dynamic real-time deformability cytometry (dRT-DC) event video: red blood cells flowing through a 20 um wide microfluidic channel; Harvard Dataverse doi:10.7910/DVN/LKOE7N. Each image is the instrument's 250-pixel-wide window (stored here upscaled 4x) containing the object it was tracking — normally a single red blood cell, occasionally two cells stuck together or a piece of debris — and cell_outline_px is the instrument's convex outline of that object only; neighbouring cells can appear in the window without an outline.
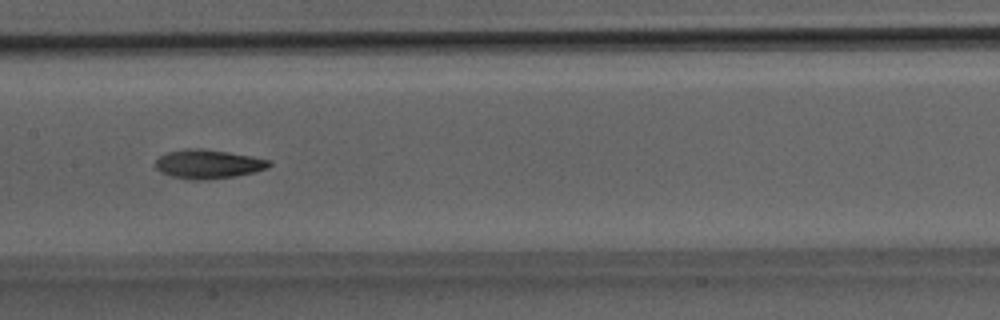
{"species": "Egyptian fruit bat (a non-hibernating species)", "species_latin": "Rousettus aegyptiacus", "temperature_condition": "room temperature", "stored_images_in_passage": 37, "camera_frame_rate_fps": 3000, "um_per_image_px": 0.085, "animal": {"sex": "male"}, "frame": {"image": 1, "passage_image": 19, "time_ms": 6.0, "image_size_px": [1000, 320], "cell_outline_px": [[272, 164], [268, 168], [256, 172], [236, 176], [204, 180], [192, 180], [172, 176], [156, 168], [156, 160], [160, 156], [168, 152], [184, 148], [200, 148], [228, 152], [252, 156], [268, 160]], "centroid_in_image_um": [17.73, 13.94], "position_along_channel_um": 189.7, "area_um2": 19.13}}
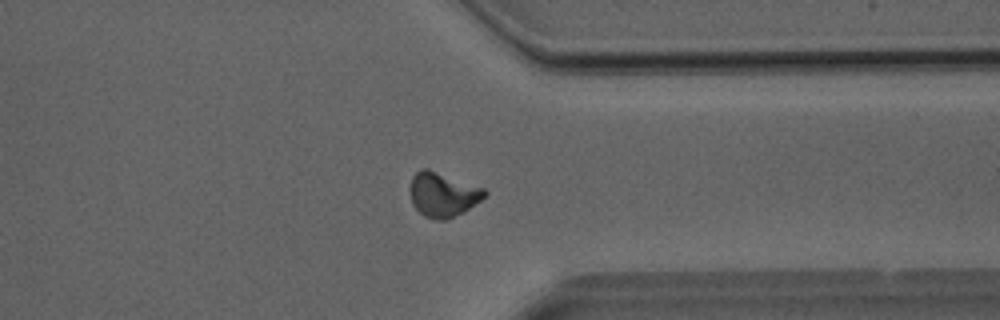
{"frame": {"image": 2, "passage_image": 29, "time_ms": 9.333, "image_size_px": [1000, 320], "cell_outline_px": [[488, 192], [480, 200], [464, 212], [444, 220], [436, 220], [424, 216], [412, 204], [412, 176], [420, 168], [428, 168], [484, 188]], "centroid_in_image_um": [37.65, 16.53], "position_along_channel_um": 373.7, "area_um2": 19.02}}
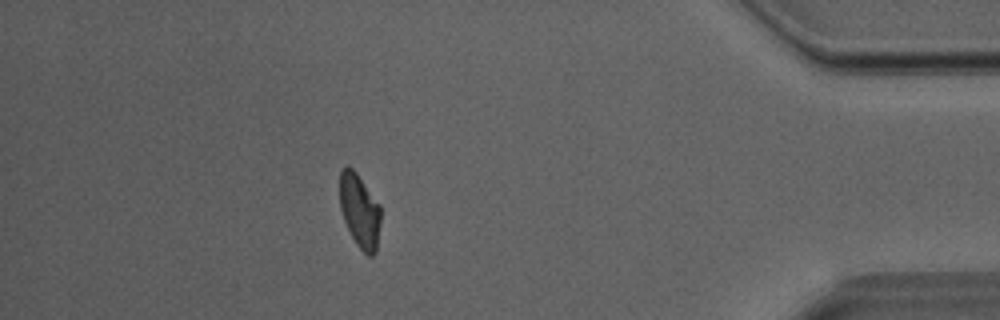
{"frame": {"image": 3, "passage_image": 33, "time_ms": 10.667, "image_size_px": [1000, 320], "cell_outline_px": [[380, 224], [376, 252], [372, 256], [368, 256], [356, 244], [344, 220], [340, 208], [340, 168], [344, 164], [348, 164], [356, 172], [380, 204]], "centroid_in_image_um": [30.56, 17.87], "position_along_channel_um": 404.6, "area_um2": 17.74}}